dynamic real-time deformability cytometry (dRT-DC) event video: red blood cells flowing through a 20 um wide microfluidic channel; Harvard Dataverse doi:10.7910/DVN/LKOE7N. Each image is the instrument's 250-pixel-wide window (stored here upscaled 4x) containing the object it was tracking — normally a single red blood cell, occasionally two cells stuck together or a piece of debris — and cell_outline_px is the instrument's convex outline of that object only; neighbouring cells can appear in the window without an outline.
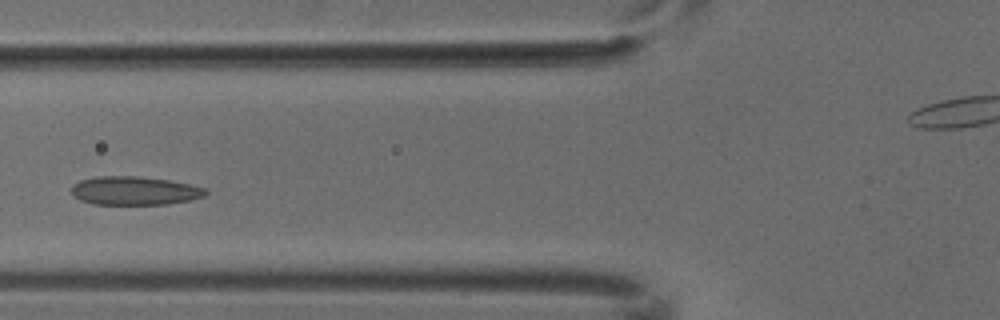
{"species": "common noctule bat (a hibernating species)", "species_latin": "Nyctalus noctula", "temperature_condition": "cold", "stored_images_in_passage": 5, "segment_of_instrument_passage": [1, 2], "camera_frame_rate_fps": 3000, "um_per_image_px": 0.085, "animal": {"sex": "male", "body_mass_g": 18.8}, "frame": {"image": 1, "passage_image": 4, "time_ms": 1.0, "image_size_px": [1000, 320], "cell_outline_px": [[208, 192], [204, 196], [188, 200], [168, 204], [92, 204], [80, 200], [72, 196], [72, 184], [80, 180], [96, 176], [136, 176], [168, 180], [208, 188]], "centroid_in_image_um": [11.41, 16.21], "position_along_channel_um": 114.4, "area_um2": 22.37}}